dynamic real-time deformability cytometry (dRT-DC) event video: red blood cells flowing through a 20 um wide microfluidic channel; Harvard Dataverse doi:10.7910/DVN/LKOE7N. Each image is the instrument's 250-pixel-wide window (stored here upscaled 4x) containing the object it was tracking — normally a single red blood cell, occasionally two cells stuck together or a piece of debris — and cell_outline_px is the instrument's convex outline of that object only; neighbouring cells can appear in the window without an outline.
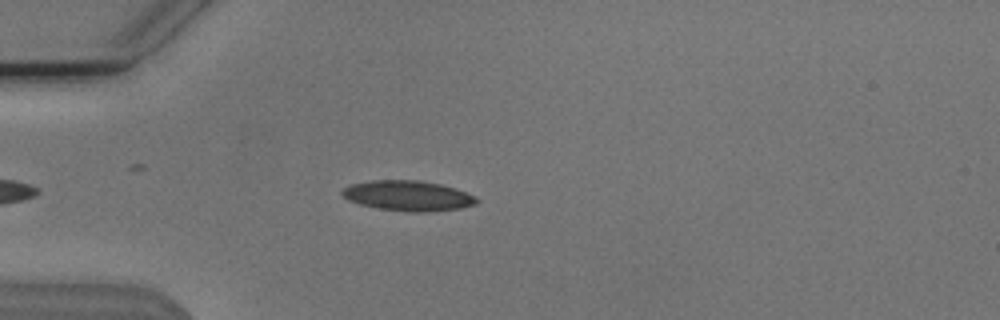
{"species": "Egyptian fruit bat (a non-hibernating species)", "species_latin": "Rousettus aegyptiacus", "temperature_condition": "cold", "stored_images_in_passage": 4, "camera_frame_rate_fps": 3000, "um_per_image_px": 0.085, "animal": {"sex": "male"}, "frame": {"image": 1, "passage_image": 4, "time_ms": 1.0, "image_size_px": [1000, 320], "cell_outline_px": [[480, 200], [476, 204], [460, 208], [428, 212], [408, 212], [380, 208], [360, 204], [348, 200], [340, 192], [344, 188], [352, 184], [372, 180], [420, 180], [440, 184], [476, 196]], "centroid_in_image_um": [34.69, 16.64], "position_along_channel_um": 50.3, "area_um2": 23.52}}